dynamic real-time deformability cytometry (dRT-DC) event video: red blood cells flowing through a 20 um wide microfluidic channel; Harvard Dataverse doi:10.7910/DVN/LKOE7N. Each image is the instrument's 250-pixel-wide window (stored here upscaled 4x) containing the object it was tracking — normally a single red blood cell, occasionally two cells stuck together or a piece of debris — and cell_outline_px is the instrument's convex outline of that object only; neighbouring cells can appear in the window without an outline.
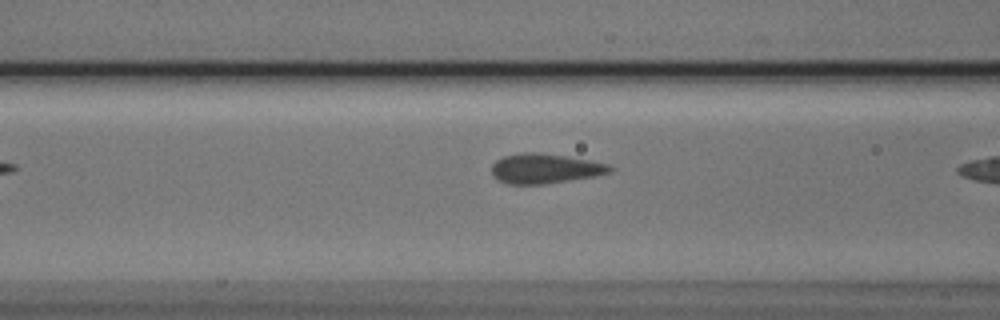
{"species": "Egyptian fruit bat (a non-hibernating species)", "species_latin": "Rousettus aegyptiacus", "temperature_condition": "cold", "stored_images_in_passage": 7, "camera_frame_rate_fps": 3000, "um_per_image_px": 0.085, "animal": {"sex": "male"}, "frame": {"image": 1, "passage_image": 6, "time_ms": 1.667, "image_size_px": [1000, 320], "cell_outline_px": [[616, 168], [612, 172], [596, 176], [544, 184], [504, 184], [496, 180], [492, 176], [492, 164], [496, 160], [504, 156], [520, 152], [540, 152], [588, 160], [608, 164]], "centroid_in_image_um": [46.3, 14.33], "position_along_channel_um": 120.3, "area_um2": 20.81}}